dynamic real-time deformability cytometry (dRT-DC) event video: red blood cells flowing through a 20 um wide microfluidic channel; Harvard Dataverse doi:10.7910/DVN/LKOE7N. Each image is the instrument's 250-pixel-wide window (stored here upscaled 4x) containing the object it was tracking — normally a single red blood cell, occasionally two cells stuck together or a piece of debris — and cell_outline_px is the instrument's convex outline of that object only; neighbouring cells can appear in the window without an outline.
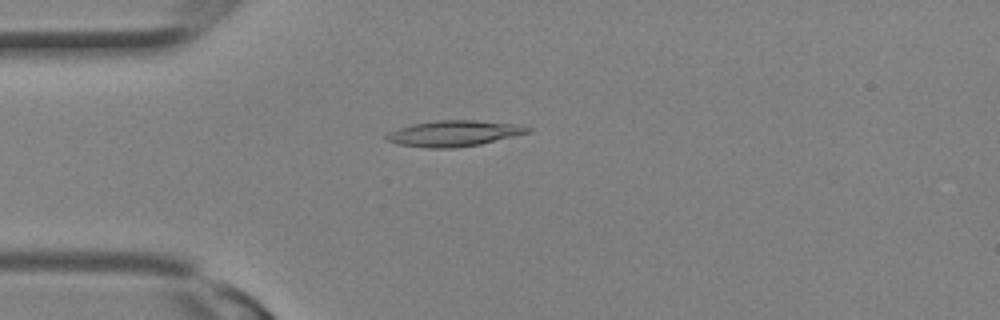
{"species": "Egyptian fruit bat (a non-hibernating species)", "species_latin": "Rousettus aegyptiacus", "temperature_condition": "room temperature", "stored_images_in_passage": 8, "camera_frame_rate_fps": 3000, "um_per_image_px": 0.085, "animal": {"sex": "female"}, "frame": {"image": 1, "passage_image": 5, "time_ms": 1.333, "image_size_px": [1000, 320], "cell_outline_px": [[532, 132], [480, 144], [452, 148], [424, 148], [396, 144], [384, 140], [384, 136], [400, 128], [412, 124], [436, 120], [476, 120], [512, 124], [532, 128]], "centroid_in_image_um": [38.56, 11.35], "position_along_channel_um": 46.4, "area_um2": 21.21}}
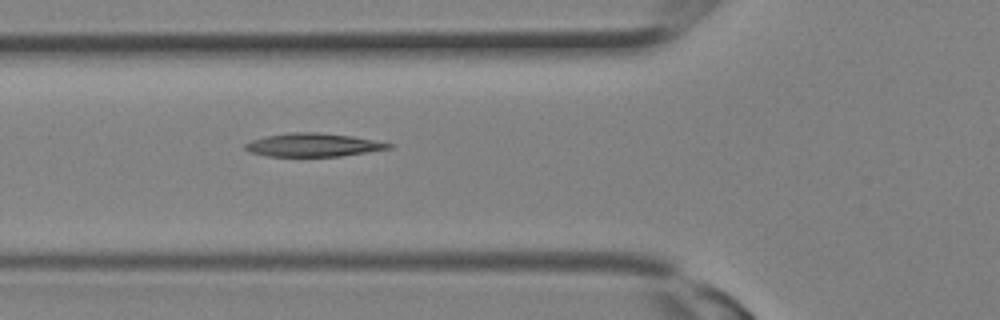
{"frame": {"image": 2, "passage_image": 8, "time_ms": 2.333, "image_size_px": [1000, 320], "cell_outline_px": [[392, 148], [368, 152], [340, 156], [268, 156], [248, 152], [244, 148], [244, 144], [252, 140], [264, 136], [288, 132], [316, 132], [352, 136], [392, 144]], "centroid_in_image_um": [26.56, 12.32], "position_along_channel_um": 99.2, "area_um2": 19.48}}